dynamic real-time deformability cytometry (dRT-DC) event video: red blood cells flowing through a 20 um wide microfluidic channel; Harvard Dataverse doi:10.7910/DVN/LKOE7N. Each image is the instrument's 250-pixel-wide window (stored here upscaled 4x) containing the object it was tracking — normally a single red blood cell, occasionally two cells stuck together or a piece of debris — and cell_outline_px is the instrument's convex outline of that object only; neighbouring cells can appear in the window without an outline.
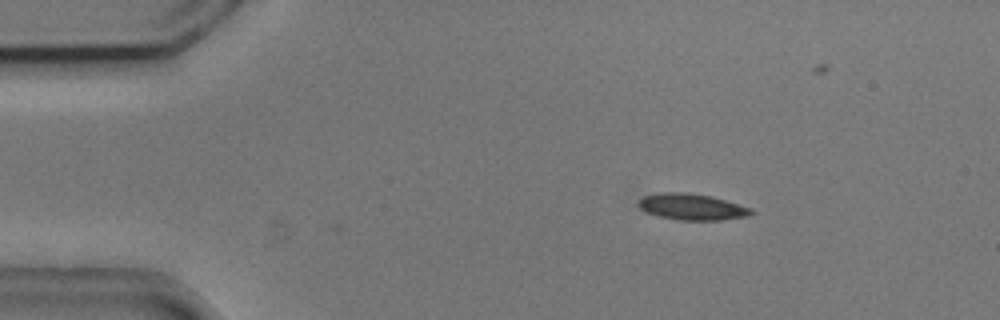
{"species": "common noctule bat (a hibernating species)", "species_latin": "Nyctalus noctula", "temperature_condition": "cold", "stored_images_in_passage": 8, "camera_frame_rate_fps": 3000, "um_per_image_px": 0.085, "animal": {"sex": "male", "body_mass_g": 20.5, "forearm_length_mm": 52.5}, "frame": {"image": 1, "passage_image": 8, "time_ms": 2.333, "image_size_px": [1000, 320], "cell_outline_px": [[756, 212], [748, 216], [720, 220], [680, 220], [660, 216], [644, 212], [636, 204], [636, 200], [644, 196], [660, 192], [688, 192], [712, 196], [752, 208]], "centroid_in_image_um": [58.79, 17.57], "position_along_channel_um": 26.2, "area_um2": 17.51}}